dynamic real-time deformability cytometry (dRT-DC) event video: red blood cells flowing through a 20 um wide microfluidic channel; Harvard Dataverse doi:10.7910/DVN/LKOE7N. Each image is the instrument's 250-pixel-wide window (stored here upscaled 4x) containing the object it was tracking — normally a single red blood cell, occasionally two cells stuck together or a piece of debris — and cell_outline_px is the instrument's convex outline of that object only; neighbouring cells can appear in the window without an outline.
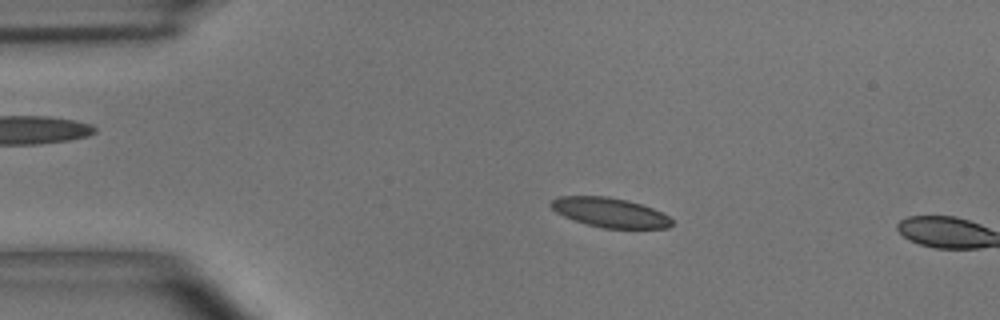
{"species": "common noctule bat (a hibernating species)", "species_latin": "Nyctalus noctula", "temperature_condition": "room temperature", "stored_images_in_passage": 10, "camera_frame_rate_fps": 3000, "um_per_image_px": 0.085, "animal": {"sex": "male", "body_mass_g": 15.6}, "frame": {"image": 1, "passage_image": 9, "time_ms": 2.667, "image_size_px": [1000, 320], "cell_outline_px": [[672, 224], [668, 228], [604, 228], [588, 224], [564, 216], [556, 212], [548, 204], [552, 200], [560, 196], [608, 196], [640, 204], [652, 208], [668, 216], [672, 220]], "centroid_in_image_um": [51.82, 18.06], "position_along_channel_um": 33.2, "area_um2": 20.46}}